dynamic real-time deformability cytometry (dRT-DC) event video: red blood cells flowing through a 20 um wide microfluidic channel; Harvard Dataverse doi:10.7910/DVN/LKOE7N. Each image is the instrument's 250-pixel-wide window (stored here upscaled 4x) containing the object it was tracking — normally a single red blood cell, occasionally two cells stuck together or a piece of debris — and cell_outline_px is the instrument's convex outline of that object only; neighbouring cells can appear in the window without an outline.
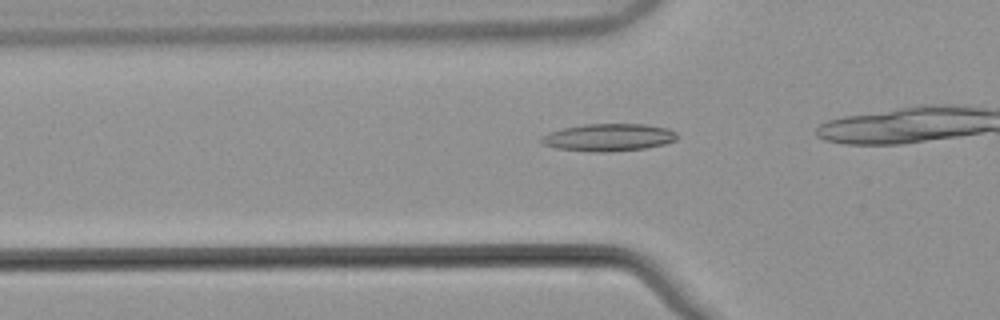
{"species": "common noctule bat (a hibernating species)", "species_latin": "Nyctalus noctula", "temperature_condition": "warm", "stored_images_in_passage": 29, "camera_frame_rate_fps": 3000, "um_per_image_px": 0.085, "animal": {"sex": "male", "body_mass_g": 21.5, "forearm_length_mm": 52.0}, "frame": {"image": 1, "passage_image": 9, "time_ms": 2.667, "image_size_px": [1000, 320], "cell_outline_px": [[676, 140], [664, 144], [644, 148], [608, 152], [588, 152], [556, 148], [544, 144], [540, 140], [540, 136], [548, 132], [564, 128], [584, 124], [644, 124], [668, 128], [676, 132]], "centroid_in_image_um": [51.7, 11.68], "position_along_channel_um": 74.1, "area_um2": 21.73}}
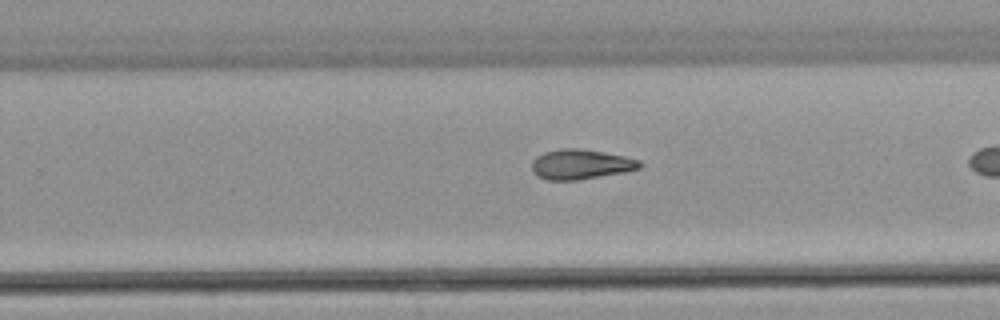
{"frame": {"image": 2, "passage_image": 25, "time_ms": 8.0, "image_size_px": [1000, 320], "cell_outline_px": [[644, 164], [640, 168], [624, 172], [576, 180], [548, 180], [536, 176], [532, 172], [532, 160], [536, 156], [544, 152], [560, 148], [580, 148], [604, 152], [624, 156], [640, 160]], "centroid_in_image_um": [49.34, 13.96], "position_along_channel_um": 280.5, "area_um2": 18.96}}